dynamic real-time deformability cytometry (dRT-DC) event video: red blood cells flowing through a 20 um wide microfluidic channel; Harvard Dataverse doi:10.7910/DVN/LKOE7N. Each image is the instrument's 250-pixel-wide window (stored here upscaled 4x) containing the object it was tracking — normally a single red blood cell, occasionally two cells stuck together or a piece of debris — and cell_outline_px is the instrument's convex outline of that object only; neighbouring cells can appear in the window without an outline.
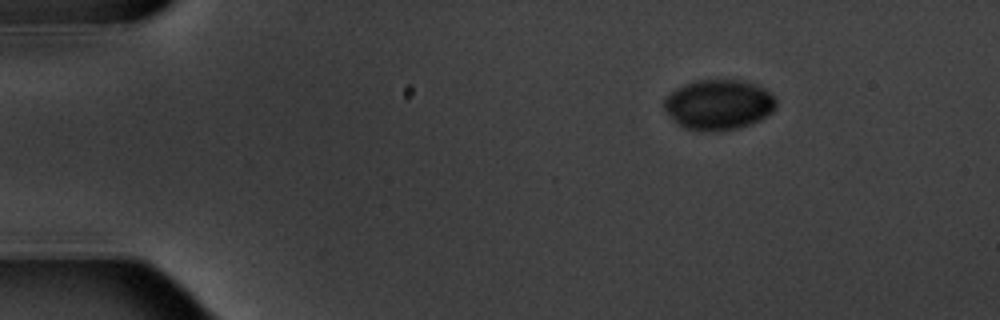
{"species": "common noctule bat (a hibernating species)", "species_latin": "Nyctalus noctula", "temperature_condition": "warm", "stored_images_in_passage": 4, "camera_frame_rate_fps": 3000, "um_per_image_px": 0.085, "animal": {"sex": "male", "body_mass_g": 20.1, "forearm_length_mm": 53.5}, "frame": {"image": 1, "passage_image": 1, "time_ms": 0.0, "image_size_px": [1000, 320], "cell_outline_px": [[776, 108], [772, 112], [748, 124], [736, 128], [704, 132], [700, 132], [684, 128], [664, 108], [664, 100], [676, 88], [700, 80], [740, 80], [756, 84], [764, 88], [776, 100]], "centroid_in_image_um": [61.09, 8.89], "position_along_channel_um": 23.9, "area_um2": 32.08}}